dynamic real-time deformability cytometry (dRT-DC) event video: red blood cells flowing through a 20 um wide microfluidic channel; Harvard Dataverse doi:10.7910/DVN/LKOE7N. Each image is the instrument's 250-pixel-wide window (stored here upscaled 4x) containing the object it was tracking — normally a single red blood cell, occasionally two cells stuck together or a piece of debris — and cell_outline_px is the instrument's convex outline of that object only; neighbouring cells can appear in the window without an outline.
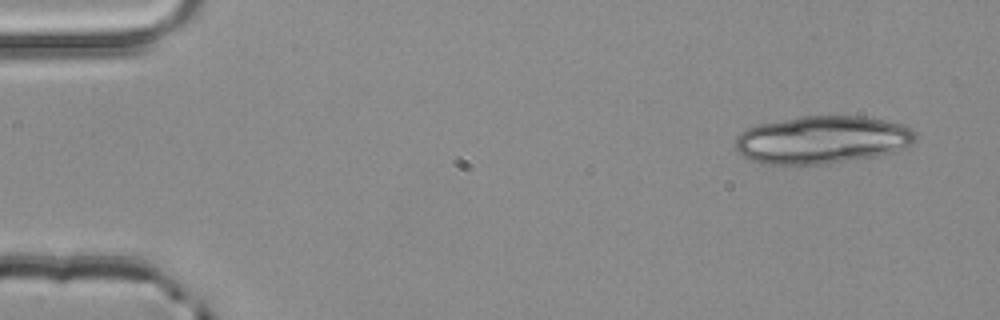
{"species": "common noctule bat (a hibernating species)", "species_latin": "Nyctalus noctula", "temperature_condition": "room temperature", "stored_images_in_passage": 4, "camera_frame_rate_fps": 3000, "um_per_image_px": 0.085, "animal": {"sex": "male", "body_mass_g": 20.4}, "frame": {"image": 1, "passage_image": 1, "time_ms": 0.0, "image_size_px": [1000, 320], "cell_outline_px": [[916, 140], [912, 144], [904, 148], [892, 152], [876, 156], [824, 164], [768, 164], [748, 160], [736, 148], [736, 136], [740, 132], [756, 124], [800, 116], [864, 116], [888, 120], [904, 124], [912, 128], [916, 132]], "centroid_in_image_um": [69.91, 11.86], "position_along_channel_um": 15.1, "area_um2": 50.52}}